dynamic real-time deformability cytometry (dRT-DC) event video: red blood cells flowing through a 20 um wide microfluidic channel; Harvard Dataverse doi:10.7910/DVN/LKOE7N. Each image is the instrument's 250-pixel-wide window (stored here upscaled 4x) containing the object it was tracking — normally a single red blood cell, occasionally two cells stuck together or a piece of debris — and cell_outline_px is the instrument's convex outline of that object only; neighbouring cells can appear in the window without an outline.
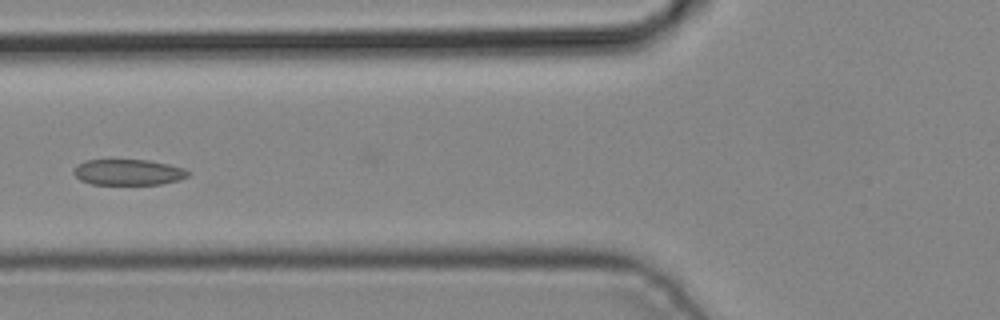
{"species": "common noctule bat (a hibernating species)", "species_latin": "Nyctalus noctula", "temperature_condition": "cold", "stored_images_in_passage": 5, "camera_frame_rate_fps": 3000, "um_per_image_px": 0.085, "animal": {"sex": "male", "body_mass_g": 19.2, "forearm_length_mm": 51.8}, "frame": {"image": 1, "passage_image": 5, "time_ms": 1.333, "image_size_px": [1000, 320], "cell_outline_px": [[188, 176], [180, 180], [160, 184], [92, 184], [80, 180], [72, 172], [72, 168], [76, 164], [84, 160], [148, 160], [168, 164], [184, 168], [188, 172]], "centroid_in_image_um": [10.85, 14.63], "position_along_channel_um": 114.9, "area_um2": 17.28}}